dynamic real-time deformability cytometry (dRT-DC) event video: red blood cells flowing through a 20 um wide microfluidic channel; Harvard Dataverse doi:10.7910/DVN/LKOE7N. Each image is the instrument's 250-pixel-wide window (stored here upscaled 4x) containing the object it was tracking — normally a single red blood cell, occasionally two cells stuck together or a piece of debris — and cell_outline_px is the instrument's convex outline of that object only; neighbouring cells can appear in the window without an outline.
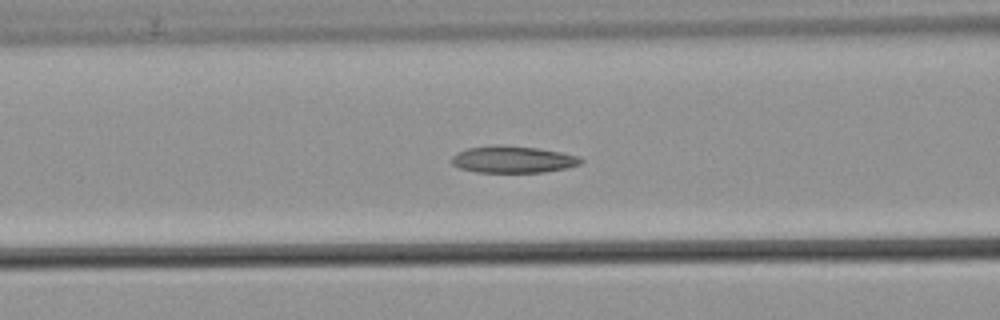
{"species": "common noctule bat (a hibernating species)", "species_latin": "Nyctalus noctula", "temperature_condition": "warm", "stored_images_in_passage": 42, "camera_frame_rate_fps": 3000, "um_per_image_px": 0.085, "animal": {"sex": "male", "body_mass_g": 21.5, "forearm_length_mm": 52.0}, "frame": {"image": 1, "passage_image": 23, "time_ms": 7.333, "image_size_px": [1000, 320], "cell_outline_px": [[584, 160], [580, 164], [568, 168], [544, 172], [476, 172], [460, 168], [452, 164], [452, 156], [456, 152], [468, 148], [496, 144], [500, 144], [536, 148], [560, 152], [580, 156]], "centroid_in_image_um": [43.6, 13.55], "position_along_channel_um": 123.0, "area_um2": 20.35}}